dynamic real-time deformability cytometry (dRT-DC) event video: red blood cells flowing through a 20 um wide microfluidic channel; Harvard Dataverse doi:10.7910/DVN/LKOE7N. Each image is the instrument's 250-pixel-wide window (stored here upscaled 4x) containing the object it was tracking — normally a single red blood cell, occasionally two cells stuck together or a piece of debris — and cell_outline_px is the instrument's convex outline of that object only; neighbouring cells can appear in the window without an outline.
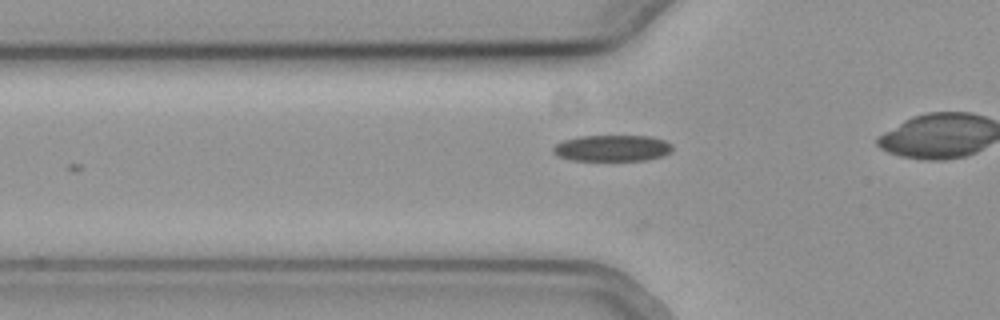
{"species": "common noctule bat (a hibernating species)", "species_latin": "Nyctalus noctula", "temperature_condition": "cold", "stored_images_in_passage": 16, "camera_frame_rate_fps": 3000, "um_per_image_px": 0.085, "animal": {"sex": "female", "body_mass_g": 19.3, "forearm_length_mm": 54.1}, "frame": {"image": 1, "passage_image": 3, "time_ms": 0.667, "image_size_px": [1000, 320], "cell_outline_px": [[672, 148], [668, 152], [660, 156], [644, 160], [572, 160], [560, 156], [552, 152], [552, 148], [556, 144], [564, 140], [580, 136], [652, 136], [664, 140], [672, 144]], "centroid_in_image_um": [52.02, 12.58], "position_along_channel_um": 73.8, "area_um2": 18.03}}
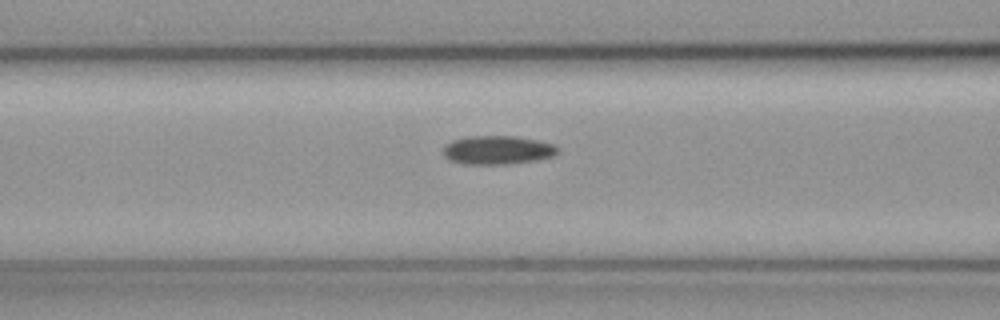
{"frame": {"image": 2, "passage_image": 7, "time_ms": 2.0, "image_size_px": [1000, 320], "cell_outline_px": [[560, 152], [552, 156], [536, 160], [504, 164], [464, 164], [448, 160], [444, 156], [444, 144], [452, 140], [468, 136], [516, 136], [540, 140], [552, 144], [560, 148]], "centroid_in_image_um": [42.29, 12.74], "position_along_channel_um": 124.3, "area_um2": 19.31}}
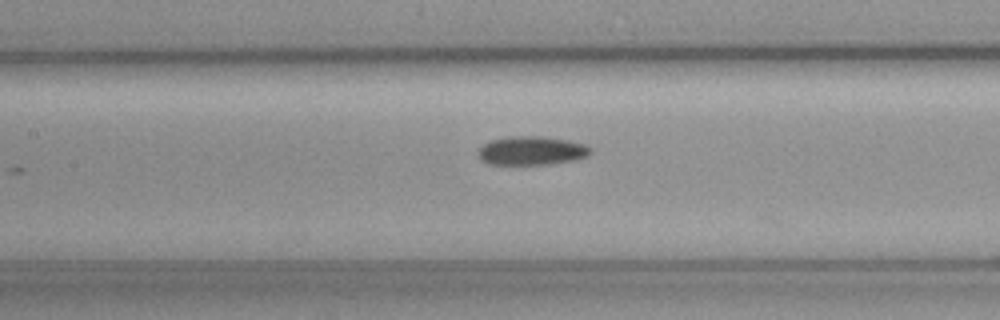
{"frame": {"image": 3, "passage_image": 10, "time_ms": 3.0, "image_size_px": [1000, 320], "cell_outline_px": [[592, 152], [588, 156], [572, 160], [548, 164], [488, 164], [480, 156], [480, 148], [484, 144], [492, 140], [508, 136], [544, 136], [568, 140], [584, 144], [592, 148]], "centroid_in_image_um": [45.24, 12.79], "position_along_channel_um": 162.2, "area_um2": 18.61}}